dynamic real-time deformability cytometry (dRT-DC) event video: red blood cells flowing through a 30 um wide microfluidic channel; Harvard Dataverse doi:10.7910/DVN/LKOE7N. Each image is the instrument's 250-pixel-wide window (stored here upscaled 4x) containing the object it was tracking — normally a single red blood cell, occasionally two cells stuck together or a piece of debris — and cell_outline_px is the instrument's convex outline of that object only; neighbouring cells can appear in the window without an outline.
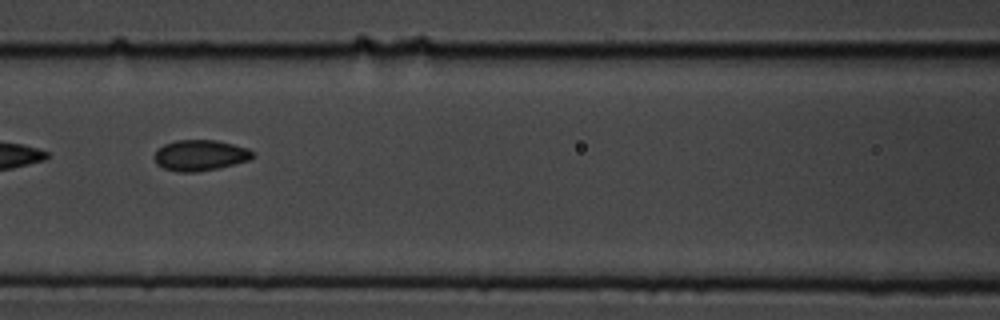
{"species": "common noctule bat (a hibernating species)", "species_latin": "Nyctalus noctula", "temperature_condition": "cold", "stored_images_in_passage": 12, "camera_frame_rate_fps": 3000, "um_per_image_px": 0.085, "animal": {"sex": "male", "body_mass_g": 19.5, "forearm_length_mm": 54.6}, "frame": {"image": 1, "passage_image": 4, "time_ms": 1.0, "image_size_px": [1000, 320], "cell_outline_px": [[256, 156], [248, 160], [216, 168], [196, 172], [180, 172], [164, 168], [156, 164], [152, 156], [156, 148], [164, 144], [176, 140], [216, 140], [248, 148]], "centroid_in_image_um": [16.95, 13.19], "position_along_channel_um": 149.7, "area_um2": 17.69}}
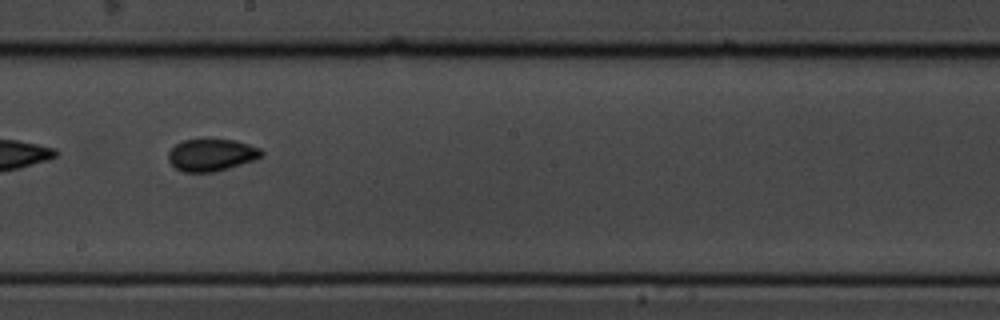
{"frame": {"image": 2, "passage_image": 6, "time_ms": 1.667, "image_size_px": [1000, 320], "cell_outline_px": [[264, 156], [228, 168], [212, 172], [180, 172], [168, 160], [168, 152], [176, 144], [184, 140], [236, 140], [260, 148], [264, 152]], "centroid_in_image_um": [17.97, 13.18], "position_along_channel_um": 230.2, "area_um2": 17.28}}